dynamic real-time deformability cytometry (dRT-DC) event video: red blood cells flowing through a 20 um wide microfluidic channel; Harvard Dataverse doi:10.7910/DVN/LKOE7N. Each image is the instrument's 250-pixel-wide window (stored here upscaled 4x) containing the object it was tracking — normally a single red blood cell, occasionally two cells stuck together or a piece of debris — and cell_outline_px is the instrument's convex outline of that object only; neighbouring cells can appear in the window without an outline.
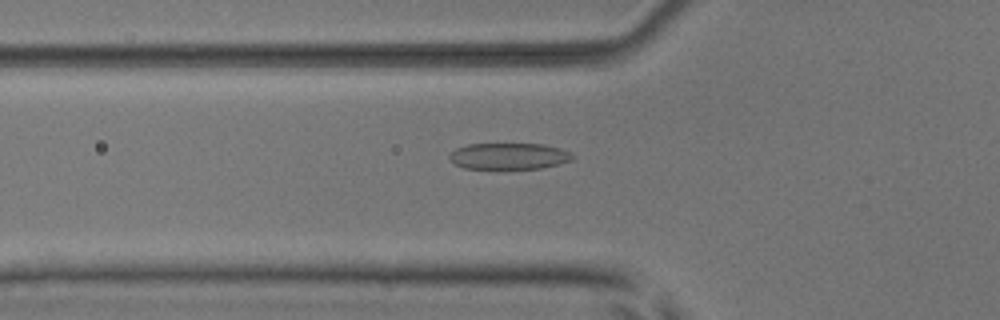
{"species": "common noctule bat (a hibernating species)", "species_latin": "Nyctalus noctula", "temperature_condition": "room temperature", "stored_images_in_passage": 36, "camera_frame_rate_fps": 3000, "um_per_image_px": 0.085, "animal": {"sex": "male", "body_mass_g": 17.9, "forearm_length_mm": 54.2}, "frame": {"image": 1, "passage_image": 2, "time_ms": 0.333, "image_size_px": [1000, 320], "cell_outline_px": [[576, 156], [572, 160], [540, 168], [464, 168], [452, 164], [448, 156], [456, 148], [468, 144], [544, 144], [560, 148], [572, 152]], "centroid_in_image_um": [43.26, 13.26], "position_along_channel_um": 82.5, "area_um2": 18.9}}
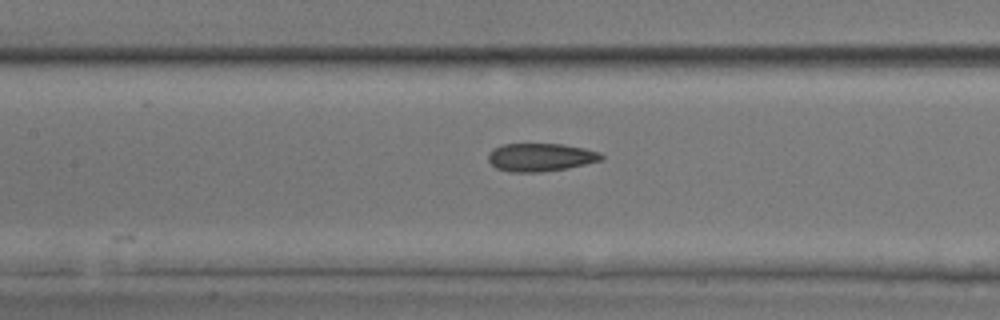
{"frame": {"image": 2, "passage_image": 8, "time_ms": 2.333, "image_size_px": [1000, 320], "cell_outline_px": [[604, 160], [568, 168], [540, 172], [508, 172], [496, 168], [488, 160], [488, 152], [492, 148], [500, 144], [564, 144], [584, 148], [600, 152], [604, 156]], "centroid_in_image_um": [45.94, 13.36], "position_along_channel_um": 161.5, "area_um2": 18.79}}
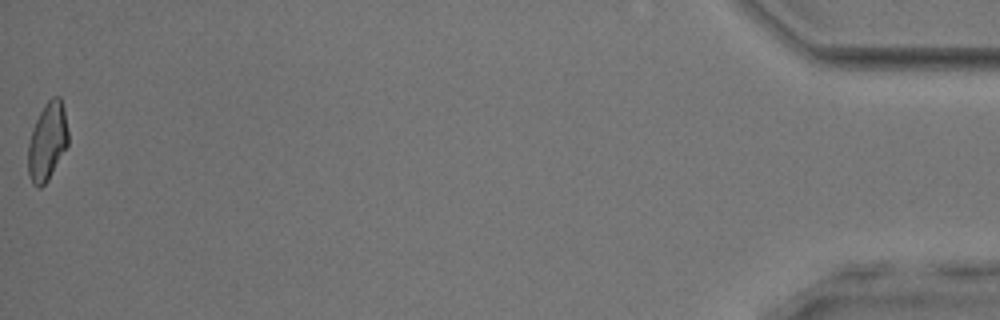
{"frame": {"image": 3, "passage_image": 36, "time_ms": 11.667, "image_size_px": [1000, 320], "cell_outline_px": [[68, 144], [48, 180], [40, 188], [36, 188], [32, 184], [28, 176], [28, 144], [32, 128], [44, 104], [52, 96], [60, 96], [64, 108], [68, 132]], "centroid_in_image_um": [4.01, 12.03], "position_along_channel_um": 431.2, "area_um2": 18.32}}